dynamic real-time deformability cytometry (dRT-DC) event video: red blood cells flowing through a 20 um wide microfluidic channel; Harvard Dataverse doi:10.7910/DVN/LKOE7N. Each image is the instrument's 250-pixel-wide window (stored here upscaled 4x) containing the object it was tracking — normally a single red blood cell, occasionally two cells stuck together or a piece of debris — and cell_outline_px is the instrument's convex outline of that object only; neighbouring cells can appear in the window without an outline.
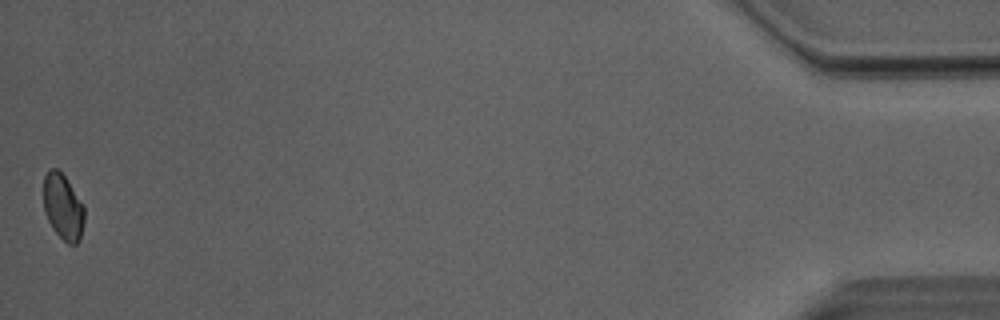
{"species": "Egyptian fruit bat (a non-hibernating species)", "species_latin": "Rousettus aegyptiacus", "temperature_condition": "room temperature", "stored_images_in_passage": 50, "camera_frame_rate_fps": 3000, "um_per_image_px": 0.085, "animal": {"sex": "male"}, "frame": {"image": 1, "passage_image": 50, "time_ms": 16.333, "image_size_px": [1000, 320], "cell_outline_px": [[84, 220], [80, 240], [76, 244], [68, 244], [52, 228], [44, 212], [44, 176], [48, 168], [56, 168], [64, 176], [84, 204]], "centroid_in_image_um": [5.36, 17.58], "position_along_channel_um": 429.8, "area_um2": 15.66}, "authors_computed_cell_mechanics": {"area_um2": 17.0799, "velocity_mm_per_s": 4.0434, "shape_relaxation_time_tau1_ms": 4.1175, "shape_relaxation_time_tau2_ms": 2.848, "deformation_change_tau1": 0.0657, "deformation_change_tau2": 0.0646}}